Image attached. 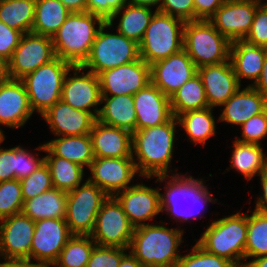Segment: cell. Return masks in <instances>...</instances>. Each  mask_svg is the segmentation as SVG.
<instances>
[{"label":"cell","instance_id":"obj_38","mask_svg":"<svg viewBox=\"0 0 267 267\" xmlns=\"http://www.w3.org/2000/svg\"><path fill=\"white\" fill-rule=\"evenodd\" d=\"M247 214V240L244 260L267 255V214L257 211Z\"/></svg>","mask_w":267,"mask_h":267},{"label":"cell","instance_id":"obj_55","mask_svg":"<svg viewBox=\"0 0 267 267\" xmlns=\"http://www.w3.org/2000/svg\"><path fill=\"white\" fill-rule=\"evenodd\" d=\"M71 12H86L87 0H60Z\"/></svg>","mask_w":267,"mask_h":267},{"label":"cell","instance_id":"obj_17","mask_svg":"<svg viewBox=\"0 0 267 267\" xmlns=\"http://www.w3.org/2000/svg\"><path fill=\"white\" fill-rule=\"evenodd\" d=\"M90 177L88 180L102 189L108 196L129 188L137 171L132 157L106 158L94 157L89 167Z\"/></svg>","mask_w":267,"mask_h":267},{"label":"cell","instance_id":"obj_50","mask_svg":"<svg viewBox=\"0 0 267 267\" xmlns=\"http://www.w3.org/2000/svg\"><path fill=\"white\" fill-rule=\"evenodd\" d=\"M5 136L0 140V144ZM16 147L3 149L0 147V182L15 179Z\"/></svg>","mask_w":267,"mask_h":267},{"label":"cell","instance_id":"obj_56","mask_svg":"<svg viewBox=\"0 0 267 267\" xmlns=\"http://www.w3.org/2000/svg\"><path fill=\"white\" fill-rule=\"evenodd\" d=\"M128 253L122 257L119 267H144L130 251Z\"/></svg>","mask_w":267,"mask_h":267},{"label":"cell","instance_id":"obj_36","mask_svg":"<svg viewBox=\"0 0 267 267\" xmlns=\"http://www.w3.org/2000/svg\"><path fill=\"white\" fill-rule=\"evenodd\" d=\"M170 104L174 117L188 111L201 110L209 107L203 82L198 73L185 82L170 97Z\"/></svg>","mask_w":267,"mask_h":267},{"label":"cell","instance_id":"obj_52","mask_svg":"<svg viewBox=\"0 0 267 267\" xmlns=\"http://www.w3.org/2000/svg\"><path fill=\"white\" fill-rule=\"evenodd\" d=\"M259 176L262 186V195H259V197L257 198L254 210L262 214H267V169L263 171Z\"/></svg>","mask_w":267,"mask_h":267},{"label":"cell","instance_id":"obj_44","mask_svg":"<svg viewBox=\"0 0 267 267\" xmlns=\"http://www.w3.org/2000/svg\"><path fill=\"white\" fill-rule=\"evenodd\" d=\"M241 128L242 137L235 140L261 145L262 139L267 136V109L245 121Z\"/></svg>","mask_w":267,"mask_h":267},{"label":"cell","instance_id":"obj_9","mask_svg":"<svg viewBox=\"0 0 267 267\" xmlns=\"http://www.w3.org/2000/svg\"><path fill=\"white\" fill-rule=\"evenodd\" d=\"M72 67L73 65L56 56L21 79L33 112L42 115L61 99L64 79Z\"/></svg>","mask_w":267,"mask_h":267},{"label":"cell","instance_id":"obj_22","mask_svg":"<svg viewBox=\"0 0 267 267\" xmlns=\"http://www.w3.org/2000/svg\"><path fill=\"white\" fill-rule=\"evenodd\" d=\"M136 112V130L168 122L173 113L170 98L152 82L133 95Z\"/></svg>","mask_w":267,"mask_h":267},{"label":"cell","instance_id":"obj_15","mask_svg":"<svg viewBox=\"0 0 267 267\" xmlns=\"http://www.w3.org/2000/svg\"><path fill=\"white\" fill-rule=\"evenodd\" d=\"M73 71V77L71 75ZM81 66H73L68 71L62 86L61 100L71 107L90 112L96 119L101 105V89L99 76L88 71ZM93 108V109H91Z\"/></svg>","mask_w":267,"mask_h":267},{"label":"cell","instance_id":"obj_3","mask_svg":"<svg viewBox=\"0 0 267 267\" xmlns=\"http://www.w3.org/2000/svg\"><path fill=\"white\" fill-rule=\"evenodd\" d=\"M105 23L102 17L87 11L71 12L52 37L55 55L73 66H81L89 56L100 27Z\"/></svg>","mask_w":267,"mask_h":267},{"label":"cell","instance_id":"obj_16","mask_svg":"<svg viewBox=\"0 0 267 267\" xmlns=\"http://www.w3.org/2000/svg\"><path fill=\"white\" fill-rule=\"evenodd\" d=\"M98 76L101 96L134 95L151 83V68L140 58Z\"/></svg>","mask_w":267,"mask_h":267},{"label":"cell","instance_id":"obj_33","mask_svg":"<svg viewBox=\"0 0 267 267\" xmlns=\"http://www.w3.org/2000/svg\"><path fill=\"white\" fill-rule=\"evenodd\" d=\"M233 152L230 167L241 173L246 179L251 180L267 169V154L259 144L233 142Z\"/></svg>","mask_w":267,"mask_h":267},{"label":"cell","instance_id":"obj_14","mask_svg":"<svg viewBox=\"0 0 267 267\" xmlns=\"http://www.w3.org/2000/svg\"><path fill=\"white\" fill-rule=\"evenodd\" d=\"M261 4L262 0H225L209 21L230 42L244 40Z\"/></svg>","mask_w":267,"mask_h":267},{"label":"cell","instance_id":"obj_19","mask_svg":"<svg viewBox=\"0 0 267 267\" xmlns=\"http://www.w3.org/2000/svg\"><path fill=\"white\" fill-rule=\"evenodd\" d=\"M150 68L151 82L169 98L198 73L197 66L184 49L153 63Z\"/></svg>","mask_w":267,"mask_h":267},{"label":"cell","instance_id":"obj_58","mask_svg":"<svg viewBox=\"0 0 267 267\" xmlns=\"http://www.w3.org/2000/svg\"><path fill=\"white\" fill-rule=\"evenodd\" d=\"M244 262V267H267V255Z\"/></svg>","mask_w":267,"mask_h":267},{"label":"cell","instance_id":"obj_1","mask_svg":"<svg viewBox=\"0 0 267 267\" xmlns=\"http://www.w3.org/2000/svg\"><path fill=\"white\" fill-rule=\"evenodd\" d=\"M178 120L172 117L161 125L136 130L132 133V158L140 177L151 179L168 175L173 156ZM137 157V160L135 156Z\"/></svg>","mask_w":267,"mask_h":267},{"label":"cell","instance_id":"obj_35","mask_svg":"<svg viewBox=\"0 0 267 267\" xmlns=\"http://www.w3.org/2000/svg\"><path fill=\"white\" fill-rule=\"evenodd\" d=\"M214 108L188 111L178 115L179 127L186 132L190 142L206 145L207 141L216 134Z\"/></svg>","mask_w":267,"mask_h":267},{"label":"cell","instance_id":"obj_13","mask_svg":"<svg viewBox=\"0 0 267 267\" xmlns=\"http://www.w3.org/2000/svg\"><path fill=\"white\" fill-rule=\"evenodd\" d=\"M65 219H42L35 222L30 260L51 267L72 237Z\"/></svg>","mask_w":267,"mask_h":267},{"label":"cell","instance_id":"obj_40","mask_svg":"<svg viewBox=\"0 0 267 267\" xmlns=\"http://www.w3.org/2000/svg\"><path fill=\"white\" fill-rule=\"evenodd\" d=\"M23 202L20 180L0 182V220L20 213Z\"/></svg>","mask_w":267,"mask_h":267},{"label":"cell","instance_id":"obj_11","mask_svg":"<svg viewBox=\"0 0 267 267\" xmlns=\"http://www.w3.org/2000/svg\"><path fill=\"white\" fill-rule=\"evenodd\" d=\"M135 227L114 196H108L98 214L90 235L99 246L129 249Z\"/></svg>","mask_w":267,"mask_h":267},{"label":"cell","instance_id":"obj_6","mask_svg":"<svg viewBox=\"0 0 267 267\" xmlns=\"http://www.w3.org/2000/svg\"><path fill=\"white\" fill-rule=\"evenodd\" d=\"M231 42L209 20L187 21L183 49L197 68L229 61Z\"/></svg>","mask_w":267,"mask_h":267},{"label":"cell","instance_id":"obj_23","mask_svg":"<svg viewBox=\"0 0 267 267\" xmlns=\"http://www.w3.org/2000/svg\"><path fill=\"white\" fill-rule=\"evenodd\" d=\"M209 107L222 106L240 87L229 61L198 68Z\"/></svg>","mask_w":267,"mask_h":267},{"label":"cell","instance_id":"obj_34","mask_svg":"<svg viewBox=\"0 0 267 267\" xmlns=\"http://www.w3.org/2000/svg\"><path fill=\"white\" fill-rule=\"evenodd\" d=\"M70 14L60 0H36L31 32L52 38Z\"/></svg>","mask_w":267,"mask_h":267},{"label":"cell","instance_id":"obj_57","mask_svg":"<svg viewBox=\"0 0 267 267\" xmlns=\"http://www.w3.org/2000/svg\"><path fill=\"white\" fill-rule=\"evenodd\" d=\"M162 0H127V3L130 5H135V6H147L150 8H153V6L155 8L156 11L159 10L160 8V4H161Z\"/></svg>","mask_w":267,"mask_h":267},{"label":"cell","instance_id":"obj_60","mask_svg":"<svg viewBox=\"0 0 267 267\" xmlns=\"http://www.w3.org/2000/svg\"><path fill=\"white\" fill-rule=\"evenodd\" d=\"M262 4L267 8V0H266V2H264V3H263V1H262Z\"/></svg>","mask_w":267,"mask_h":267},{"label":"cell","instance_id":"obj_47","mask_svg":"<svg viewBox=\"0 0 267 267\" xmlns=\"http://www.w3.org/2000/svg\"><path fill=\"white\" fill-rule=\"evenodd\" d=\"M158 11L185 22L194 21V0H162Z\"/></svg>","mask_w":267,"mask_h":267},{"label":"cell","instance_id":"obj_49","mask_svg":"<svg viewBox=\"0 0 267 267\" xmlns=\"http://www.w3.org/2000/svg\"><path fill=\"white\" fill-rule=\"evenodd\" d=\"M126 3L127 0H87V12L98 15L107 22Z\"/></svg>","mask_w":267,"mask_h":267},{"label":"cell","instance_id":"obj_7","mask_svg":"<svg viewBox=\"0 0 267 267\" xmlns=\"http://www.w3.org/2000/svg\"><path fill=\"white\" fill-rule=\"evenodd\" d=\"M185 21L156 11L139 43L140 58L148 65L183 49Z\"/></svg>","mask_w":267,"mask_h":267},{"label":"cell","instance_id":"obj_25","mask_svg":"<svg viewBox=\"0 0 267 267\" xmlns=\"http://www.w3.org/2000/svg\"><path fill=\"white\" fill-rule=\"evenodd\" d=\"M94 157H132V133L96 120L89 133Z\"/></svg>","mask_w":267,"mask_h":267},{"label":"cell","instance_id":"obj_29","mask_svg":"<svg viewBox=\"0 0 267 267\" xmlns=\"http://www.w3.org/2000/svg\"><path fill=\"white\" fill-rule=\"evenodd\" d=\"M67 192L51 188L23 202L22 213L33 221L42 219H65Z\"/></svg>","mask_w":267,"mask_h":267},{"label":"cell","instance_id":"obj_54","mask_svg":"<svg viewBox=\"0 0 267 267\" xmlns=\"http://www.w3.org/2000/svg\"><path fill=\"white\" fill-rule=\"evenodd\" d=\"M5 262H0V267H43L37 262H31L30 259H15V258H5Z\"/></svg>","mask_w":267,"mask_h":267},{"label":"cell","instance_id":"obj_5","mask_svg":"<svg viewBox=\"0 0 267 267\" xmlns=\"http://www.w3.org/2000/svg\"><path fill=\"white\" fill-rule=\"evenodd\" d=\"M247 240V214L235 213L213 221L196 243L208 253L244 267Z\"/></svg>","mask_w":267,"mask_h":267},{"label":"cell","instance_id":"obj_37","mask_svg":"<svg viewBox=\"0 0 267 267\" xmlns=\"http://www.w3.org/2000/svg\"><path fill=\"white\" fill-rule=\"evenodd\" d=\"M36 0H0V21L20 32L32 31Z\"/></svg>","mask_w":267,"mask_h":267},{"label":"cell","instance_id":"obj_27","mask_svg":"<svg viewBox=\"0 0 267 267\" xmlns=\"http://www.w3.org/2000/svg\"><path fill=\"white\" fill-rule=\"evenodd\" d=\"M265 47L251 45L244 40L231 42L229 60L241 85V78L249 79L253 84L260 77L266 53Z\"/></svg>","mask_w":267,"mask_h":267},{"label":"cell","instance_id":"obj_41","mask_svg":"<svg viewBox=\"0 0 267 267\" xmlns=\"http://www.w3.org/2000/svg\"><path fill=\"white\" fill-rule=\"evenodd\" d=\"M176 267H237L226 258L208 253L197 243L193 245L191 251L181 255Z\"/></svg>","mask_w":267,"mask_h":267},{"label":"cell","instance_id":"obj_42","mask_svg":"<svg viewBox=\"0 0 267 267\" xmlns=\"http://www.w3.org/2000/svg\"><path fill=\"white\" fill-rule=\"evenodd\" d=\"M23 200L34 198L53 188L50 171L45 162L31 175L20 180Z\"/></svg>","mask_w":267,"mask_h":267},{"label":"cell","instance_id":"obj_43","mask_svg":"<svg viewBox=\"0 0 267 267\" xmlns=\"http://www.w3.org/2000/svg\"><path fill=\"white\" fill-rule=\"evenodd\" d=\"M128 249L95 245L86 267H119Z\"/></svg>","mask_w":267,"mask_h":267},{"label":"cell","instance_id":"obj_20","mask_svg":"<svg viewBox=\"0 0 267 267\" xmlns=\"http://www.w3.org/2000/svg\"><path fill=\"white\" fill-rule=\"evenodd\" d=\"M161 188H151L145 184L130 185L123 191L114 195L122 206L131 224L136 228L146 225L149 221L159 215L161 211L160 200Z\"/></svg>","mask_w":267,"mask_h":267},{"label":"cell","instance_id":"obj_59","mask_svg":"<svg viewBox=\"0 0 267 267\" xmlns=\"http://www.w3.org/2000/svg\"><path fill=\"white\" fill-rule=\"evenodd\" d=\"M8 78L7 61L0 56V80Z\"/></svg>","mask_w":267,"mask_h":267},{"label":"cell","instance_id":"obj_2","mask_svg":"<svg viewBox=\"0 0 267 267\" xmlns=\"http://www.w3.org/2000/svg\"><path fill=\"white\" fill-rule=\"evenodd\" d=\"M161 223L134 230L128 250L144 267H176L181 257L178 248L184 229H170Z\"/></svg>","mask_w":267,"mask_h":267},{"label":"cell","instance_id":"obj_53","mask_svg":"<svg viewBox=\"0 0 267 267\" xmlns=\"http://www.w3.org/2000/svg\"><path fill=\"white\" fill-rule=\"evenodd\" d=\"M252 87L255 88L258 92H260L267 100V49L260 77L258 78L256 83L252 85Z\"/></svg>","mask_w":267,"mask_h":267},{"label":"cell","instance_id":"obj_26","mask_svg":"<svg viewBox=\"0 0 267 267\" xmlns=\"http://www.w3.org/2000/svg\"><path fill=\"white\" fill-rule=\"evenodd\" d=\"M219 121L241 126L252 116L267 109V100L252 86L241 87L222 105Z\"/></svg>","mask_w":267,"mask_h":267},{"label":"cell","instance_id":"obj_4","mask_svg":"<svg viewBox=\"0 0 267 267\" xmlns=\"http://www.w3.org/2000/svg\"><path fill=\"white\" fill-rule=\"evenodd\" d=\"M155 177H157V183L158 181L164 182V180L169 178L167 185H165L164 187L166 192L160 194L161 211L170 213V215L174 217L173 219H176V222H179L178 220H180L181 222H185L188 221L189 218L196 219V216L200 217V213L205 208L203 206H207V203H213V201L217 200L216 198L211 197L209 189L207 188V186H205V184H203V178L199 180L198 178L194 179L192 175L180 176L179 172L173 173L171 176L172 178L168 175H159ZM183 201L184 203L190 202L193 204V206L197 204L198 205L195 208L193 207L195 210H189L190 206L184 207ZM200 205L202 206L198 207Z\"/></svg>","mask_w":267,"mask_h":267},{"label":"cell","instance_id":"obj_30","mask_svg":"<svg viewBox=\"0 0 267 267\" xmlns=\"http://www.w3.org/2000/svg\"><path fill=\"white\" fill-rule=\"evenodd\" d=\"M54 155L79 164L83 168L90 167L94 160L90 134L81 136H60L44 144Z\"/></svg>","mask_w":267,"mask_h":267},{"label":"cell","instance_id":"obj_46","mask_svg":"<svg viewBox=\"0 0 267 267\" xmlns=\"http://www.w3.org/2000/svg\"><path fill=\"white\" fill-rule=\"evenodd\" d=\"M43 163L44 157L35 158L27 149H23L20 145L16 146L15 179L21 180L28 177Z\"/></svg>","mask_w":267,"mask_h":267},{"label":"cell","instance_id":"obj_21","mask_svg":"<svg viewBox=\"0 0 267 267\" xmlns=\"http://www.w3.org/2000/svg\"><path fill=\"white\" fill-rule=\"evenodd\" d=\"M26 87L22 80H0V125L20 128L32 116ZM4 135V131L0 128Z\"/></svg>","mask_w":267,"mask_h":267},{"label":"cell","instance_id":"obj_8","mask_svg":"<svg viewBox=\"0 0 267 267\" xmlns=\"http://www.w3.org/2000/svg\"><path fill=\"white\" fill-rule=\"evenodd\" d=\"M108 27V22L100 27L88 58L81 65L96 75L140 59L139 44L117 31L116 34L105 32Z\"/></svg>","mask_w":267,"mask_h":267},{"label":"cell","instance_id":"obj_45","mask_svg":"<svg viewBox=\"0 0 267 267\" xmlns=\"http://www.w3.org/2000/svg\"><path fill=\"white\" fill-rule=\"evenodd\" d=\"M244 41L267 48V8L263 4L257 8L251 29Z\"/></svg>","mask_w":267,"mask_h":267},{"label":"cell","instance_id":"obj_39","mask_svg":"<svg viewBox=\"0 0 267 267\" xmlns=\"http://www.w3.org/2000/svg\"><path fill=\"white\" fill-rule=\"evenodd\" d=\"M95 245L91 236L73 235L52 267H86Z\"/></svg>","mask_w":267,"mask_h":267},{"label":"cell","instance_id":"obj_12","mask_svg":"<svg viewBox=\"0 0 267 267\" xmlns=\"http://www.w3.org/2000/svg\"><path fill=\"white\" fill-rule=\"evenodd\" d=\"M55 57L52 38L32 32L24 33L7 61L8 78L21 80Z\"/></svg>","mask_w":267,"mask_h":267},{"label":"cell","instance_id":"obj_24","mask_svg":"<svg viewBox=\"0 0 267 267\" xmlns=\"http://www.w3.org/2000/svg\"><path fill=\"white\" fill-rule=\"evenodd\" d=\"M42 117L56 137L89 134L97 120L90 112L75 109L61 99L44 112Z\"/></svg>","mask_w":267,"mask_h":267},{"label":"cell","instance_id":"obj_10","mask_svg":"<svg viewBox=\"0 0 267 267\" xmlns=\"http://www.w3.org/2000/svg\"><path fill=\"white\" fill-rule=\"evenodd\" d=\"M108 195L88 179L67 192L65 220L72 235L90 236Z\"/></svg>","mask_w":267,"mask_h":267},{"label":"cell","instance_id":"obj_18","mask_svg":"<svg viewBox=\"0 0 267 267\" xmlns=\"http://www.w3.org/2000/svg\"><path fill=\"white\" fill-rule=\"evenodd\" d=\"M35 221L22 212L0 220V260L30 259Z\"/></svg>","mask_w":267,"mask_h":267},{"label":"cell","instance_id":"obj_32","mask_svg":"<svg viewBox=\"0 0 267 267\" xmlns=\"http://www.w3.org/2000/svg\"><path fill=\"white\" fill-rule=\"evenodd\" d=\"M37 148L38 155L39 151L48 153L44 156V162L49 168L54 188L69 192L82 183L85 168L65 158L54 156L44 144Z\"/></svg>","mask_w":267,"mask_h":267},{"label":"cell","instance_id":"obj_48","mask_svg":"<svg viewBox=\"0 0 267 267\" xmlns=\"http://www.w3.org/2000/svg\"><path fill=\"white\" fill-rule=\"evenodd\" d=\"M23 33L11 29L0 21V56L8 61L16 47L19 45Z\"/></svg>","mask_w":267,"mask_h":267},{"label":"cell","instance_id":"obj_51","mask_svg":"<svg viewBox=\"0 0 267 267\" xmlns=\"http://www.w3.org/2000/svg\"><path fill=\"white\" fill-rule=\"evenodd\" d=\"M225 0H194V21L209 20Z\"/></svg>","mask_w":267,"mask_h":267},{"label":"cell","instance_id":"obj_61","mask_svg":"<svg viewBox=\"0 0 267 267\" xmlns=\"http://www.w3.org/2000/svg\"><path fill=\"white\" fill-rule=\"evenodd\" d=\"M5 135H3L1 132H0V140L4 137Z\"/></svg>","mask_w":267,"mask_h":267},{"label":"cell","instance_id":"obj_31","mask_svg":"<svg viewBox=\"0 0 267 267\" xmlns=\"http://www.w3.org/2000/svg\"><path fill=\"white\" fill-rule=\"evenodd\" d=\"M155 12L156 10L153 12L152 8L147 6H135L126 3L120 10L115 11L107 22L110 25L109 28H112L114 19L116 20L120 14L121 17L116 26L117 32L139 44Z\"/></svg>","mask_w":267,"mask_h":267},{"label":"cell","instance_id":"obj_28","mask_svg":"<svg viewBox=\"0 0 267 267\" xmlns=\"http://www.w3.org/2000/svg\"><path fill=\"white\" fill-rule=\"evenodd\" d=\"M105 103L97 117L102 124L136 131V112L133 95L102 96L101 104Z\"/></svg>","mask_w":267,"mask_h":267}]
</instances>
